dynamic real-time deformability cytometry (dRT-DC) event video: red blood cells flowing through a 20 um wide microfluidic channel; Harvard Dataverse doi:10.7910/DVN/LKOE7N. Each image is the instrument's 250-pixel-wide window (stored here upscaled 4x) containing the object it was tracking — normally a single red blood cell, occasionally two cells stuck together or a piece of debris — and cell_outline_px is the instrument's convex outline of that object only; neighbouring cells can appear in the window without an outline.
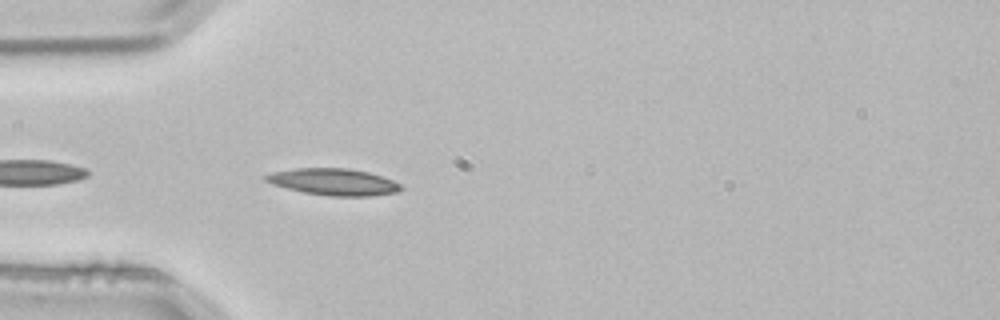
{"species": "common noctule bat (a hibernating species)", "species_latin": "Nyctalus noctula", "temperature_condition": "room temperature", "stored_images_in_passage": 3, "camera_frame_rate_fps": 3000, "um_per_image_px": 0.085, "animal": {"sex": "male", "body_mass_g": 21.5, "forearm_length_mm": 52.0}, "frame": {"image": 1, "passage_image": 3, "time_ms": 0.667, "image_size_px": [1000, 320], "cell_outline_px": [[404, 188], [396, 192], [372, 196], [332, 196], [304, 192], [272, 184], [264, 180], [264, 176], [272, 172], [296, 168], [348, 168], [368, 172], [392, 180], [400, 184]], "centroid_in_image_um": [28.36, 15.46], "position_along_channel_um": 56.6, "area_um2": 20.87}}